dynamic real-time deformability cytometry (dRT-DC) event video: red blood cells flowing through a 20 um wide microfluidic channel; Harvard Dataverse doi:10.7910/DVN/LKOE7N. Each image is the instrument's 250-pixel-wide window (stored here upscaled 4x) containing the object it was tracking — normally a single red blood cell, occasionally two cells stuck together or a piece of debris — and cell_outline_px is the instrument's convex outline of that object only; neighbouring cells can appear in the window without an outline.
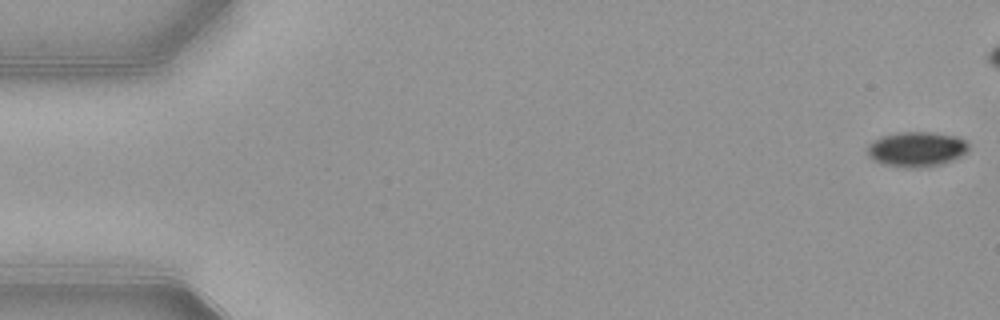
{"species": "common noctule bat (a hibernating species)", "species_latin": "Nyctalus noctula", "temperature_condition": "warm", "stored_images_in_passage": 46, "camera_frame_rate_fps": 3000, "um_per_image_px": 0.085, "animal": {"sex": "female", "body_mass_g": 21.9}, "frame": {"image": 1, "passage_image": 1, "time_ms": 0.0, "image_size_px": [1000, 320], "cell_outline_px": [[968, 152], [952, 160], [940, 164], [916, 168], [904, 168], [880, 164], [872, 160], [868, 156], [868, 144], [872, 140], [880, 136], [900, 132], [928, 132], [956, 136], [968, 140]], "centroid_in_image_um": [77.88, 12.68], "position_along_channel_um": 7.1, "area_um2": 20.92}}
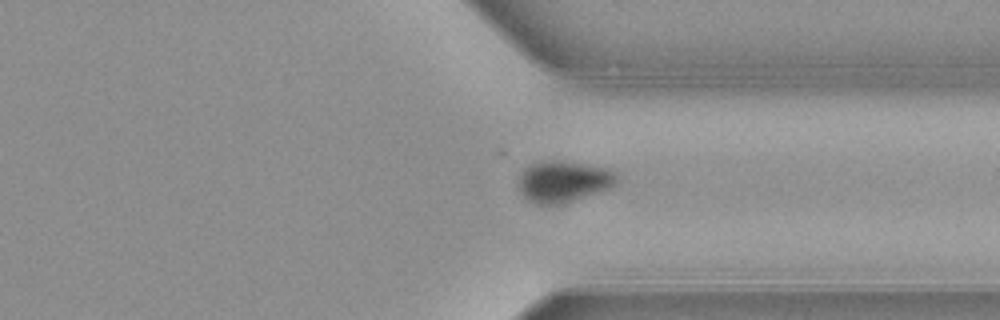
{"frame": {"image": 2, "passage_image": 40, "time_ms": 13.0, "image_size_px": [1000, 320], "cell_outline_px": [[616, 184], [608, 188], [564, 204], [532, 204], [520, 192], [520, 172], [524, 168], [540, 160], [564, 160], [588, 164], [608, 168], [616, 172]], "centroid_in_image_um": [47.88, 15.41], "position_along_channel_um": 363.5, "area_um2": 23.87}}
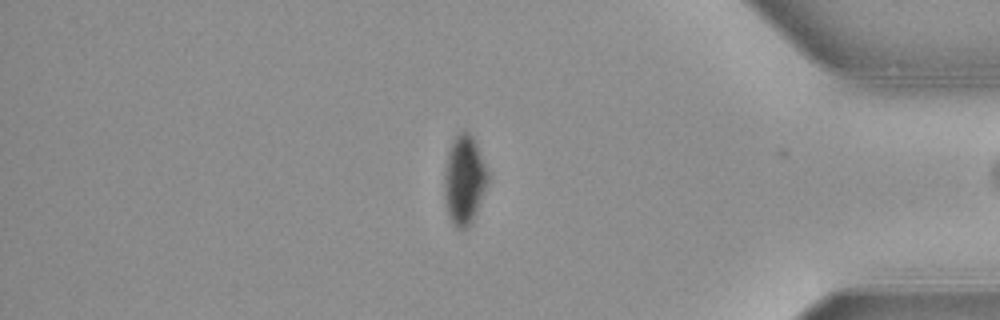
{"frame": {"image": 3, "passage_image": 45, "time_ms": 14.667, "image_size_px": [1000, 320], "cell_outline_px": [[488, 184], [472, 224], [464, 228], [456, 228], [452, 224], [448, 216], [444, 196], [444, 176], [448, 152], [452, 140], [464, 128], [472, 136], [476, 144], [488, 172]], "centroid_in_image_um": [39.46, 15.32], "position_along_channel_um": 395.7, "area_um2": 22.72}}